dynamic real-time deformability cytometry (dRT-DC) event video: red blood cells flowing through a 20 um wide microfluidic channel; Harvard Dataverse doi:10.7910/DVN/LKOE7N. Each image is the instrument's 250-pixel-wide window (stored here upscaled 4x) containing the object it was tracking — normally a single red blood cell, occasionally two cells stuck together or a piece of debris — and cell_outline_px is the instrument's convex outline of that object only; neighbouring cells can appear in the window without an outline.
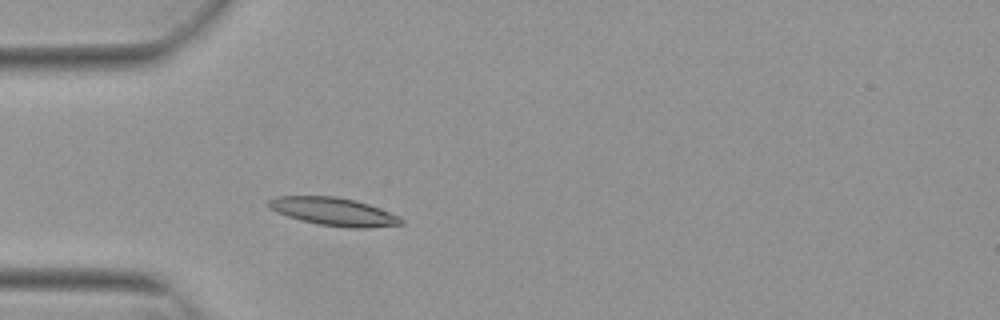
{"species": "Egyptian fruit bat (a non-hibernating species)", "species_latin": "Rousettus aegyptiacus", "temperature_condition": "warm", "stored_images_in_passage": 49, "camera_frame_rate_fps": 3000, "um_per_image_px": 0.085, "animal": {"sex": "female"}, "frame": {"image": 1, "passage_image": 11, "time_ms": 3.333, "image_size_px": [1000, 320], "cell_outline_px": [[404, 224], [368, 228], [344, 228], [316, 224], [300, 220], [276, 212], [268, 208], [268, 200], [276, 196], [336, 196], [368, 204], [380, 208], [400, 216], [404, 220]], "centroid_in_image_um": [28.37, 18.0], "position_along_channel_um": 56.6, "area_um2": 21.85}}
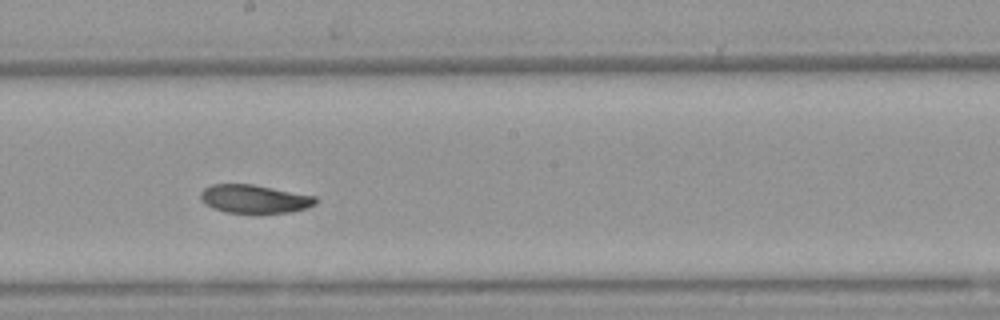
{"frame": {"image": 2, "passage_image": 25, "time_ms": 8.0, "image_size_px": [1000, 320], "cell_outline_px": [[316, 204], [308, 208], [288, 212], [224, 212], [212, 208], [204, 204], [200, 200], [200, 192], [204, 188], [212, 184], [252, 184], [316, 196]], "centroid_in_image_um": [21.59, 16.9], "position_along_channel_um": 226.6, "area_um2": 18.96}}
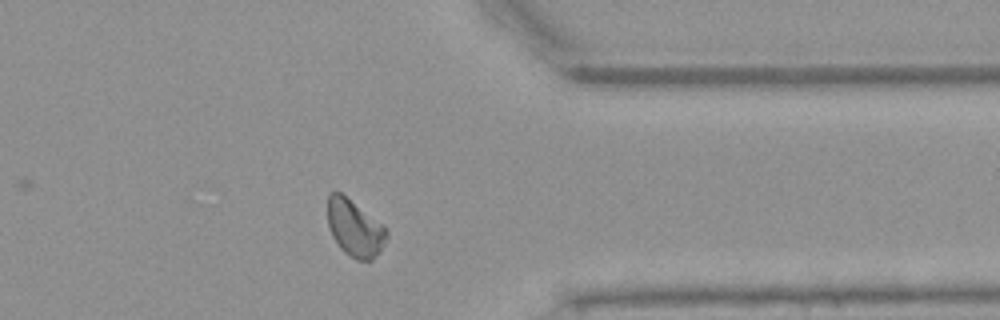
{"frame": {"image": 3, "passage_image": 38, "time_ms": 12.333, "image_size_px": [1000, 320], "cell_outline_px": [[388, 236], [380, 252], [372, 260], [356, 260], [344, 252], [340, 248], [332, 236], [328, 224], [328, 196], [332, 192], [340, 192], [384, 224], [388, 232]], "centroid_in_image_um": [30.18, 19.41], "position_along_channel_um": 381.2, "area_um2": 19.59}, "authors_computed_cell_mechanics": {"area_um2": 20.1144, "velocity_mm_per_s": 3.7763, "shape_relaxation_time_tau1_ms": 3.8571, "shape_relaxation_time_tau2_ms": 2.503, "deformation_change_tau1": 0.1425, "deformation_change_tau2": 0.0682}}